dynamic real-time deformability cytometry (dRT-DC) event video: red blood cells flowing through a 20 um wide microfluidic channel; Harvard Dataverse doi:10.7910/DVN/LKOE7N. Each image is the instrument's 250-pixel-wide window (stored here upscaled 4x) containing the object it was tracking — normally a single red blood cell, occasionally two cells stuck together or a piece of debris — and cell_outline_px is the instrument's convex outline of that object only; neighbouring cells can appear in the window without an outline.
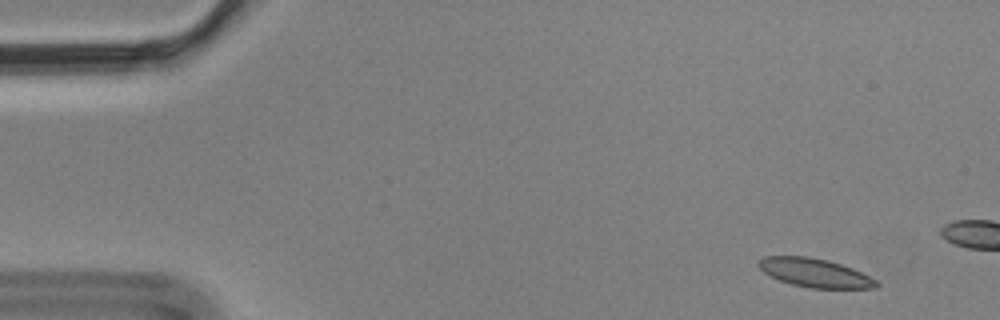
{"species": "Egyptian fruit bat (a non-hibernating species)", "species_latin": "Rousettus aegyptiacus", "temperature_condition": "cold", "stored_images_in_passage": 5, "camera_frame_rate_fps": 3000, "um_per_image_px": 0.085, "animal": {"sex": "male"}, "frame": {"image": 1, "passage_image": 2, "time_ms": 0.333, "image_size_px": [1000, 320], "cell_outline_px": [[880, 284], [876, 288], [812, 288], [792, 284], [780, 280], [764, 272], [756, 264], [756, 260], [764, 256], [808, 256], [828, 260], [852, 268], [876, 280]], "centroid_in_image_um": [69.23, 23.18], "position_along_channel_um": 15.8, "area_um2": 19.59}}